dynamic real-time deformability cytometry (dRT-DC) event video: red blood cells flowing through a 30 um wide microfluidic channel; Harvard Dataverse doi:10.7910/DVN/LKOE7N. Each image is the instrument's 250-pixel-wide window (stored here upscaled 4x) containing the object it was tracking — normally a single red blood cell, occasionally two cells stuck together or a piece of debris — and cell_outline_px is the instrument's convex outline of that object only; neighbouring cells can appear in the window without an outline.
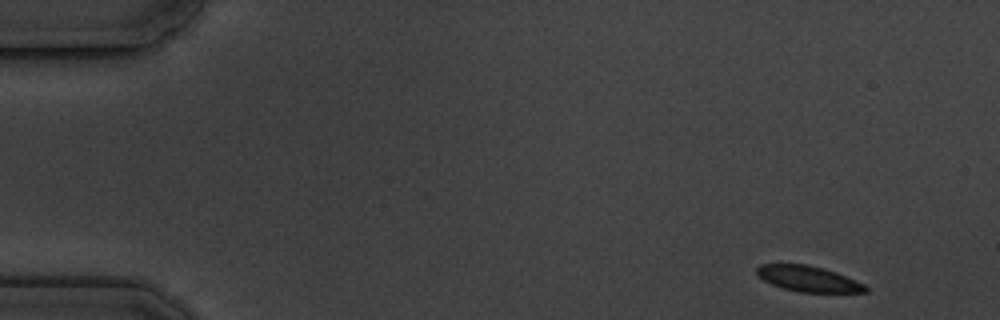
{"species": "common noctule bat (a hibernating species)", "species_latin": "Nyctalus noctula", "temperature_condition": "cold", "stored_images_in_passage": 4, "camera_frame_rate_fps": 3000, "um_per_image_px": 0.085, "animal": {"sex": "male", "body_mass_g": 19.5, "forearm_length_mm": 54.6}, "frame": {"image": 1, "passage_image": 1, "time_ms": 0.0, "image_size_px": [1000, 320], "cell_outline_px": [[868, 292], [800, 292], [784, 288], [772, 284], [764, 280], [756, 272], [756, 268], [760, 264], [808, 264], [824, 268], [836, 272], [864, 284], [868, 288]], "centroid_in_image_um": [68.71, 23.69], "position_along_channel_um": 16.3, "area_um2": 16.13}}